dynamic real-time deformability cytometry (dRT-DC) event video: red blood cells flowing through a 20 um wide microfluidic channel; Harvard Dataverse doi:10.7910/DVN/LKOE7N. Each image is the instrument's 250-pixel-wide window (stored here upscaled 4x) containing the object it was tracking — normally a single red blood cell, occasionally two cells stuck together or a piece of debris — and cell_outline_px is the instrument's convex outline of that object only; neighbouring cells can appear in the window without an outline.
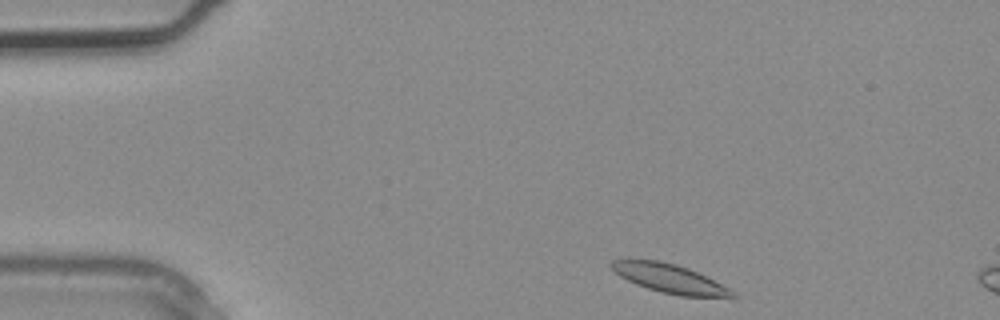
{"species": "common noctule bat (a hibernating species)", "species_latin": "Nyctalus noctula", "temperature_condition": "warm", "stored_images_in_passage": 2, "camera_frame_rate_fps": 3000, "um_per_image_px": 0.085, "animal": {"sex": "male", "body_mass_g": 20.4}, "frame": {"image": 1, "passage_image": 1, "time_ms": 0.0, "image_size_px": [1000, 320], "cell_outline_px": [[740, 296], [680, 296], [660, 292], [636, 284], [620, 276], [608, 264], [612, 260], [628, 256], [660, 260], [676, 264], [688, 268], [736, 292]], "centroid_in_image_um": [56.77, 23.61], "position_along_channel_um": 28.2, "area_um2": 20.52}}